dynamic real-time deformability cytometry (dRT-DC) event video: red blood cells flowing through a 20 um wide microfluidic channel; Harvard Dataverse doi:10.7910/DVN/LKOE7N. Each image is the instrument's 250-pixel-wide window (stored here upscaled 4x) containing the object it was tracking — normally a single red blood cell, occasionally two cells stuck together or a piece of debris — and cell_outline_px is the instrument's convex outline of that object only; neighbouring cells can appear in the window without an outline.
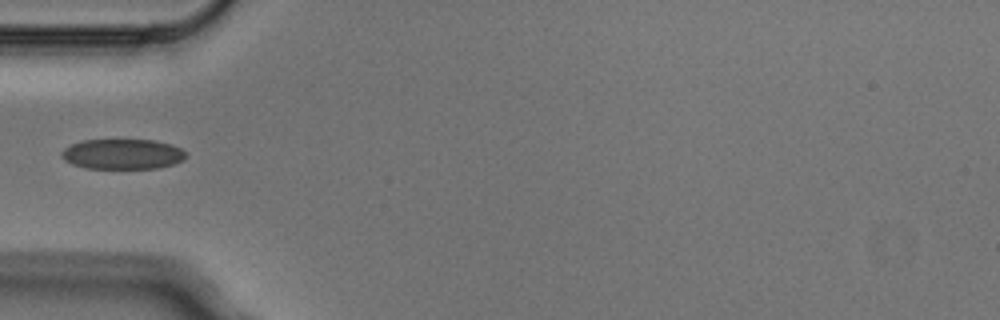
{"species": "Egyptian fruit bat (a non-hibernating species)", "species_latin": "Rousettus aegyptiacus", "temperature_condition": "cold", "stored_images_in_passage": 5, "camera_frame_rate_fps": 3000, "um_per_image_px": 0.085, "animal": {"sex": "male"}, "frame": {"image": 1, "passage_image": 5, "time_ms": 1.333, "image_size_px": [1000, 320], "cell_outline_px": [[188, 152], [184, 160], [172, 164], [156, 168], [88, 168], [72, 164], [64, 160], [60, 156], [60, 152], [64, 148], [72, 144], [84, 140], [152, 140], [172, 144]], "centroid_in_image_um": [10.42, 13.09], "position_along_channel_um": 74.6, "area_um2": 21.91}}